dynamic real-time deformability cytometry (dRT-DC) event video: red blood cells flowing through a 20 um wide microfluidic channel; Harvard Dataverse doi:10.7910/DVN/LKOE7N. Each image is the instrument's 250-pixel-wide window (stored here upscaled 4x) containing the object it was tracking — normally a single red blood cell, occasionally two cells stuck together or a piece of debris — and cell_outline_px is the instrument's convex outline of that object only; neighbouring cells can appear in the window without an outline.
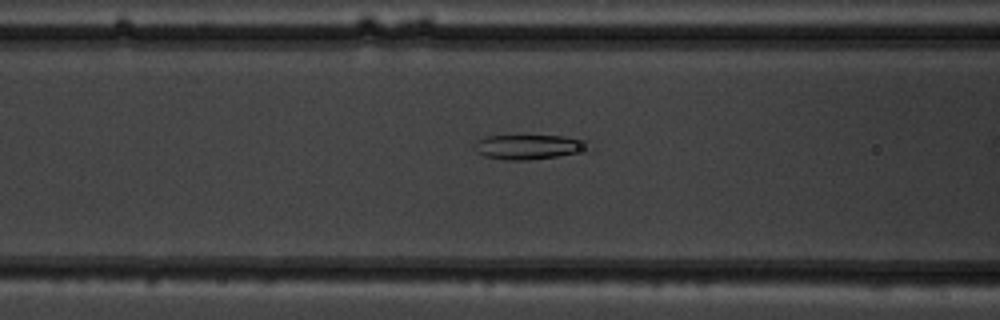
{"species": "common noctule bat (a hibernating species)", "species_latin": "Nyctalus noctula", "temperature_condition": "warm", "stored_images_in_passage": 11, "camera_frame_rate_fps": 3000, "um_per_image_px": 0.085, "animal": {"sex": "male", "body_mass_g": 19.5, "forearm_length_mm": 54.6}, "frame": {"image": 1, "passage_image": 10, "time_ms": 3.0, "image_size_px": [1000, 320], "cell_outline_px": [[596, 148], [588, 152], [528, 160], [508, 160], [484, 156], [476, 152], [476, 140], [488, 136], [564, 136], [588, 140]], "centroid_in_image_um": [45.13, 12.49], "position_along_channel_um": 121.5, "area_um2": 16.82}}